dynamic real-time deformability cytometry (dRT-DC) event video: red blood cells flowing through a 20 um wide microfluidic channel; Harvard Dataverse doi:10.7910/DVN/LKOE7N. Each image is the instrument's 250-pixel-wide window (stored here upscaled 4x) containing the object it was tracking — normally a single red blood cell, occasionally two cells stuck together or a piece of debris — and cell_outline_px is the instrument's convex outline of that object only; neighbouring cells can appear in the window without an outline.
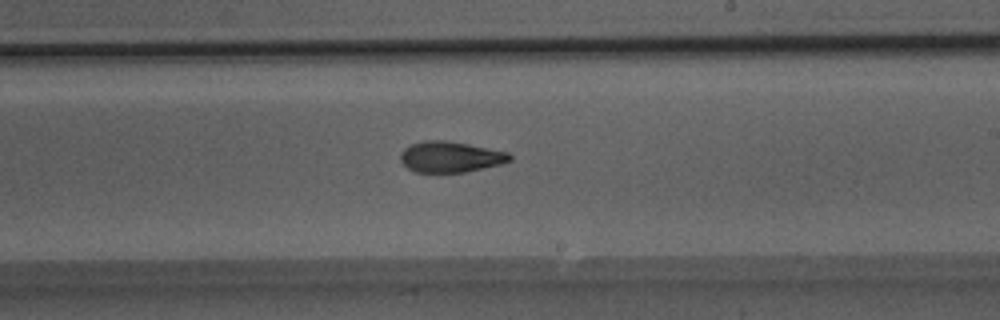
{"species": "Egyptian fruit bat (a non-hibernating species)", "species_latin": "Rousettus aegyptiacus", "temperature_condition": "room temperature", "stored_images_in_passage": 35, "camera_frame_rate_fps": 3000, "um_per_image_px": 0.085, "animal": {"sex": "male"}, "frame": {"image": 1, "passage_image": 16, "time_ms": 5.0, "image_size_px": [1000, 320], "cell_outline_px": [[512, 160], [500, 164], [484, 168], [464, 172], [416, 172], [408, 168], [400, 160], [400, 156], [404, 148], [412, 144], [424, 140], [444, 140], [468, 144], [508, 152], [512, 156]], "centroid_in_image_um": [38.29, 13.33], "position_along_channel_um": 250.7, "area_um2": 19.54}}
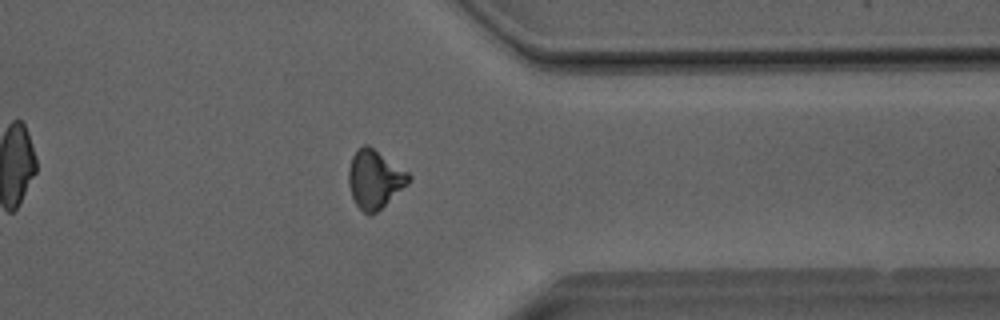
{"frame": {"image": 2, "passage_image": 26, "time_ms": 8.333, "image_size_px": [1000, 320], "cell_outline_px": [[412, 180], [408, 184], [376, 212], [368, 216], [356, 204], [352, 196], [348, 184], [348, 168], [352, 156], [364, 144], [368, 144], [408, 172], [412, 176]], "centroid_in_image_um": [31.85, 15.23], "position_along_channel_um": 379.6, "area_um2": 20.35}}
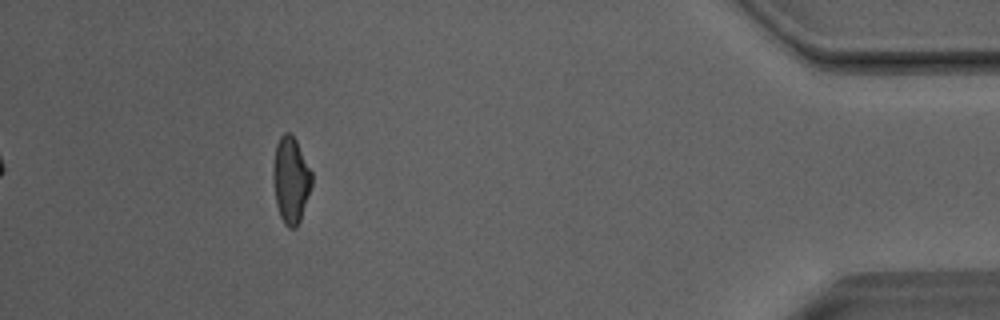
{"frame": {"image": 3, "passage_image": 32, "time_ms": 10.333, "image_size_px": [1000, 320], "cell_outline_px": [[312, 184], [300, 220], [296, 228], [288, 228], [284, 224], [280, 216], [276, 204], [272, 180], [272, 168], [276, 144], [280, 136], [284, 132], [288, 132], [296, 140], [312, 172]], "centroid_in_image_um": [24.7, 15.3], "position_along_channel_um": 410.5, "area_um2": 19.54}}